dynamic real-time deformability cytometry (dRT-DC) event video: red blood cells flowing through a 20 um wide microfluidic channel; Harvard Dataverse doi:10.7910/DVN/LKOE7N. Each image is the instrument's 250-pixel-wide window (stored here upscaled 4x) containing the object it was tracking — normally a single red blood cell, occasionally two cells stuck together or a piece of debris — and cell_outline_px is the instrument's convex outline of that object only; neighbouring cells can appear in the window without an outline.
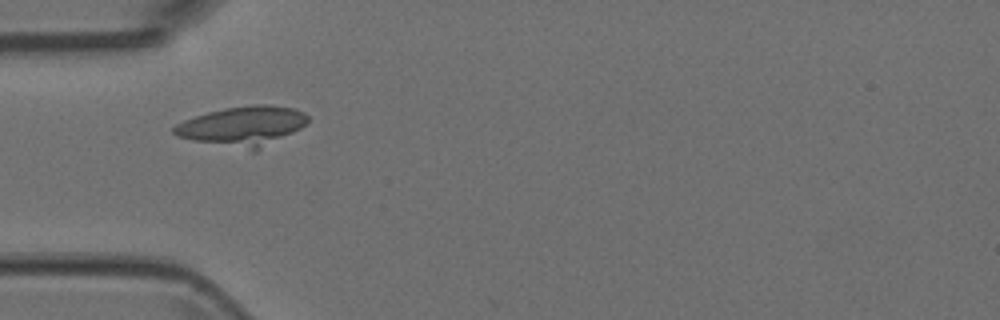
{"species": "Egyptian fruit bat (a non-hibernating species)", "species_latin": "Rousettus aegyptiacus", "temperature_condition": "room temperature", "stored_images_in_passage": 2, "camera_frame_rate_fps": 3000, "um_per_image_px": 0.085, "animal": {"sex": "female"}, "frame": {"image": 1, "passage_image": 1, "time_ms": 0.0, "image_size_px": [1000, 320], "cell_outline_px": [[308, 120], [300, 128], [256, 152], [252, 152], [192, 140], [176, 136], [172, 132], [172, 128], [176, 124], [184, 120], [208, 112], [224, 108], [252, 104], [268, 104], [292, 108], [304, 112], [308, 116]], "centroid_in_image_um": [20.61, 10.73], "position_along_channel_um": 64.4, "area_um2": 30.98}}
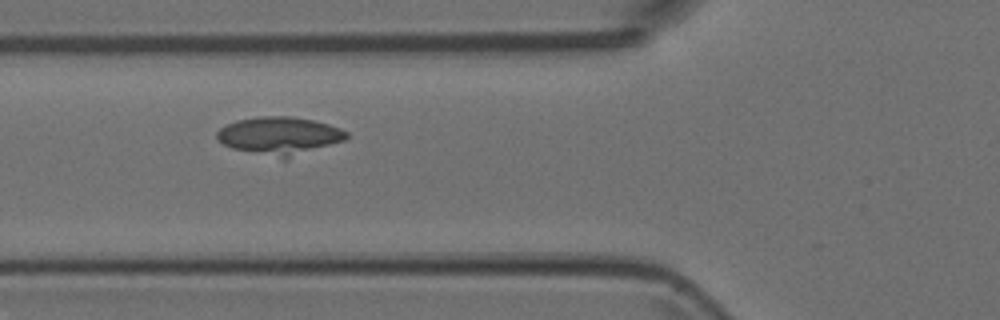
{"frame": {"image": 2, "passage_image": 2, "time_ms": 0.333, "image_size_px": [1000, 320], "cell_outline_px": [[348, 136], [344, 140], [288, 160], [284, 160], [232, 148], [224, 144], [216, 136], [216, 132], [220, 128], [236, 120], [260, 116], [292, 116], [312, 120], [328, 124], [340, 128], [348, 132]], "centroid_in_image_um": [23.78, 11.55], "position_along_channel_um": 102.0, "area_um2": 28.73}}